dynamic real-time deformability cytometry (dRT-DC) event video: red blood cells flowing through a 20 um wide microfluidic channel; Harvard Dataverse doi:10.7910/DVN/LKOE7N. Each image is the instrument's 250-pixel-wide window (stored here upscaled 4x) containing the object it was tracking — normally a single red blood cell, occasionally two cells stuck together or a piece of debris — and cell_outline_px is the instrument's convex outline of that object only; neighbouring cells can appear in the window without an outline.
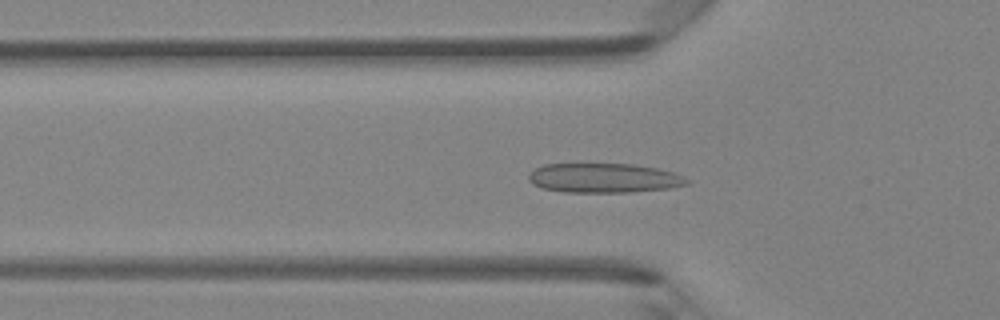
{"species": "Egyptian fruit bat (a non-hibernating species)", "species_latin": "Rousettus aegyptiacus", "temperature_condition": "room temperature", "stored_images_in_passage": 46, "camera_frame_rate_fps": 3000, "um_per_image_px": 0.085, "animal": {"sex": "female"}, "frame": {"image": 1, "passage_image": 15, "time_ms": 4.667, "image_size_px": [1000, 320], "cell_outline_px": [[692, 180], [688, 184], [672, 188], [628, 192], [564, 192], [540, 188], [532, 184], [528, 180], [528, 176], [536, 168], [544, 164], [632, 164], [656, 168], [676, 172]], "centroid_in_image_um": [51.37, 15.14], "position_along_channel_um": 74.4, "area_um2": 27.4}}
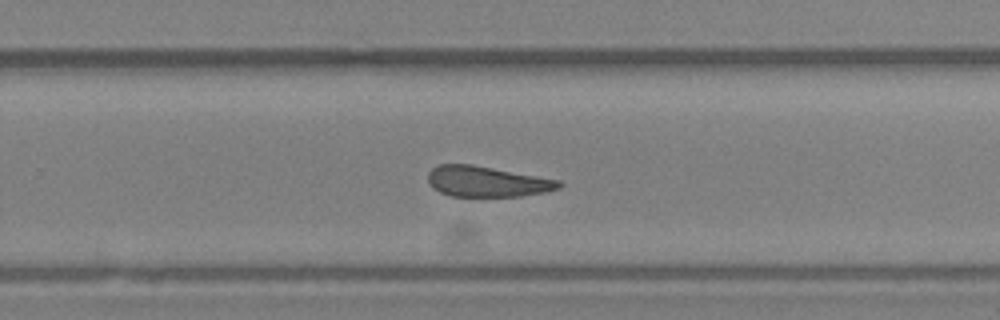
{"frame": {"image": 2, "passage_image": 30, "time_ms": 9.667, "image_size_px": [1000, 320], "cell_outline_px": [[564, 184], [560, 188], [548, 192], [520, 196], [452, 196], [440, 192], [432, 188], [428, 184], [428, 172], [432, 168], [440, 164], [472, 164], [560, 180]], "centroid_in_image_um": [41.4, 15.43], "position_along_channel_um": 288.4, "area_um2": 23.52}}
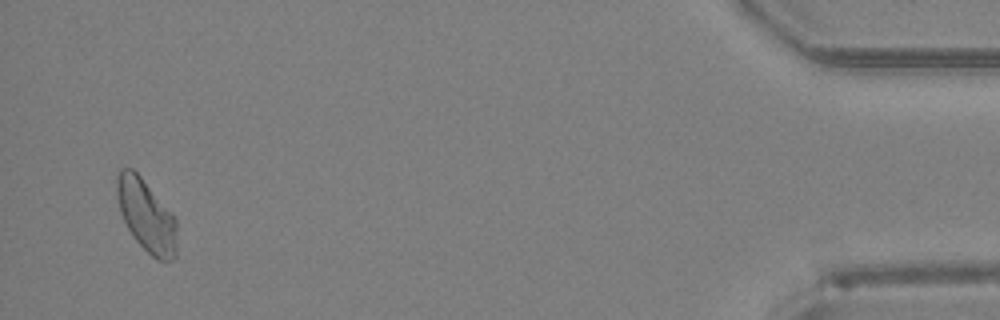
{"frame": {"image": 3, "passage_image": 45, "time_ms": 14.667, "image_size_px": [1000, 320], "cell_outline_px": [[176, 256], [172, 260], [156, 260], [132, 236], [120, 212], [116, 196], [116, 176], [120, 168], [132, 168], [140, 176], [172, 212], [176, 220]], "centroid_in_image_um": [12.43, 18.31], "position_along_channel_um": 422.8, "area_um2": 25.26}, "authors_computed_cell_mechanics": {"area_um2": 25.143, "velocity_mm_per_s": 4.2919, "shape_relaxation_time_tau1_ms": null, "shape_relaxation_time_tau2_ms": 2.6791, "deformation_change_tau1": null, "deformation_change_tau2": 0.1098}}